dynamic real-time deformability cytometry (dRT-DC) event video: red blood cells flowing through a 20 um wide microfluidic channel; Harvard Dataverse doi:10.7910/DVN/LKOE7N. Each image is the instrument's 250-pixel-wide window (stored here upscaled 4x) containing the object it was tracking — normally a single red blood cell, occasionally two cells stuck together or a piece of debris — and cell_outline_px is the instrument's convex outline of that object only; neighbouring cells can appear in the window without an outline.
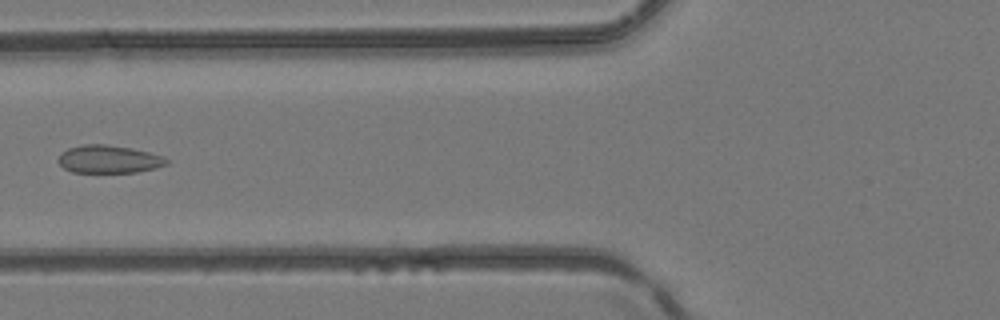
{"species": "common noctule bat (a hibernating species)", "species_latin": "Nyctalus noctula", "temperature_condition": "room temperature", "stored_images_in_passage": 5, "camera_frame_rate_fps": 3000, "um_per_image_px": 0.085, "animal": {"sex": "female", "body_mass_g": 24.6, "forearm_length_mm": 56.2}, "frame": {"image": 1, "passage_image": 5, "time_ms": 1.333, "image_size_px": [1000, 320], "cell_outline_px": [[168, 164], [156, 168], [136, 172], [72, 172], [64, 168], [56, 160], [60, 152], [68, 148], [84, 144], [104, 144], [132, 148], [164, 156], [168, 160]], "centroid_in_image_um": [9.23, 13.53], "position_along_channel_um": 116.6, "area_um2": 17.69}}